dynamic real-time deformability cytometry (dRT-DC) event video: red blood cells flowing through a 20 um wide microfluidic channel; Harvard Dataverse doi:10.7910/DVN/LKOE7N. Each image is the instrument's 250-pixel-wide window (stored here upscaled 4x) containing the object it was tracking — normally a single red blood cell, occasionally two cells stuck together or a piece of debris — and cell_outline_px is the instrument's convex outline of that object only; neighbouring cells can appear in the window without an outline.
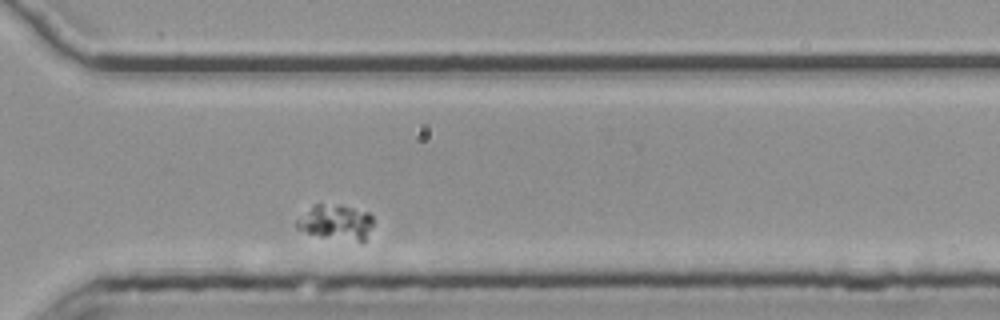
{"species": "common noctule bat (a hibernating species)", "species_latin": "Nyctalus noctula", "temperature_condition": "room temperature", "stored_images_in_passage": 48, "camera_frame_rate_fps": 3000, "um_per_image_px": 0.085, "animal": {"sex": "female", "body_mass_g": 25.1}, "frame": {"image": 1, "passage_image": 41, "time_ms": 13.333, "image_size_px": [1000, 320], "cell_outline_px": [[372, 224], [364, 244], [360, 244], [320, 236], [296, 228], [296, 220], [316, 204], [340, 204], [368, 212], [372, 216]], "centroid_in_image_um": [28.62, 18.93], "position_along_channel_um": 342.0, "area_um2": 15.9}}